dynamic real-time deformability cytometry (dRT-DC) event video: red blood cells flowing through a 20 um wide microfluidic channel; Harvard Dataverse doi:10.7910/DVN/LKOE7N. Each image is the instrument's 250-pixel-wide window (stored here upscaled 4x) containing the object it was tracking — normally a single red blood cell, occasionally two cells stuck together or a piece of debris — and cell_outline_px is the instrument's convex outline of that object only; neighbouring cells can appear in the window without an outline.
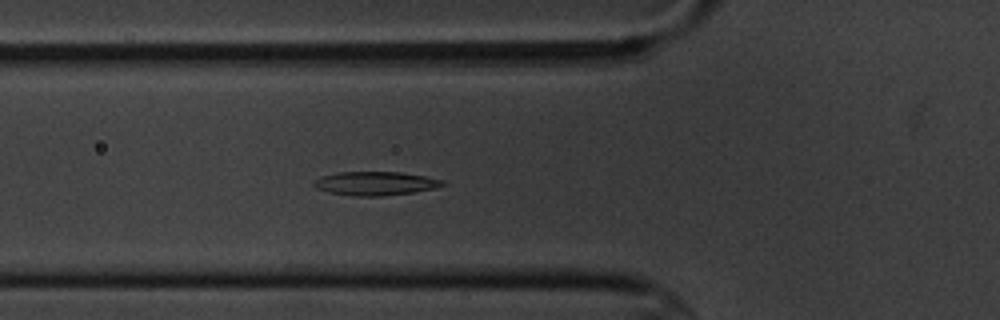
{"species": "common noctule bat (a hibernating species)", "species_latin": "Nyctalus noctula", "temperature_condition": "cold", "stored_images_in_passage": 6, "camera_frame_rate_fps": 3000, "um_per_image_px": 0.085, "animal": {"sex": "male", "body_mass_g": 20.1, "forearm_length_mm": 53.5}, "frame": {"image": 1, "passage_image": 6, "time_ms": 5.667, "image_size_px": [1000, 320], "cell_outline_px": [[448, 184], [432, 188], [412, 192], [380, 196], [352, 196], [328, 192], [316, 188], [312, 184], [312, 180], [320, 176], [336, 172], [400, 172], [424, 176], [444, 180]], "centroid_in_image_um": [31.84, 15.58], "position_along_channel_um": 94.0, "area_um2": 17.86}}